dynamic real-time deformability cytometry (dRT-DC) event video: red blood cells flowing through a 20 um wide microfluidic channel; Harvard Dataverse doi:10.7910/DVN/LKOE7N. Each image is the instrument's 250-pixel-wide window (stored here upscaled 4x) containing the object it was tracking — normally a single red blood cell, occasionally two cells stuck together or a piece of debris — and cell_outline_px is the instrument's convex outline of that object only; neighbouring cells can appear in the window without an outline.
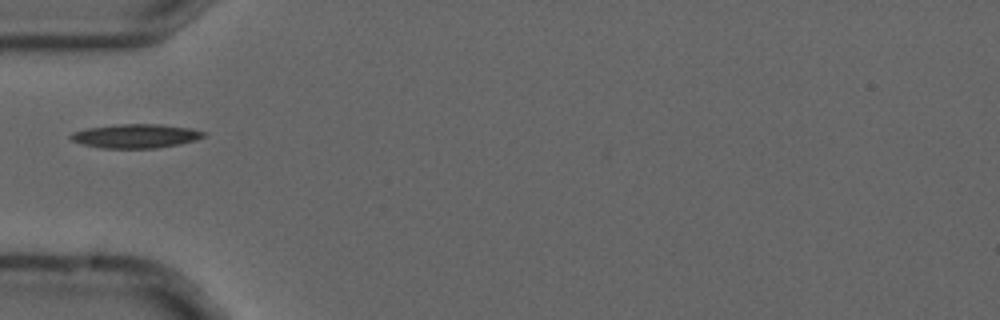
{"species": "common noctule bat (a hibernating species)", "species_latin": "Nyctalus noctula", "temperature_condition": "cold", "stored_images_in_passage": 4, "camera_frame_rate_fps": 3000, "um_per_image_px": 0.085, "animal": {"sex": "male", "forearm_length_mm": 52.5}, "frame": {"image": 1, "passage_image": 4, "time_ms": 1.0, "image_size_px": [1000, 320], "cell_outline_px": [[208, 132], [204, 136], [196, 140], [180, 144], [156, 148], [100, 148], [84, 144], [72, 140], [68, 136], [72, 132], [88, 128], [116, 124], [160, 124], [192, 128]], "centroid_in_image_um": [11.57, 11.55], "position_along_channel_um": 73.4, "area_um2": 18.67}}